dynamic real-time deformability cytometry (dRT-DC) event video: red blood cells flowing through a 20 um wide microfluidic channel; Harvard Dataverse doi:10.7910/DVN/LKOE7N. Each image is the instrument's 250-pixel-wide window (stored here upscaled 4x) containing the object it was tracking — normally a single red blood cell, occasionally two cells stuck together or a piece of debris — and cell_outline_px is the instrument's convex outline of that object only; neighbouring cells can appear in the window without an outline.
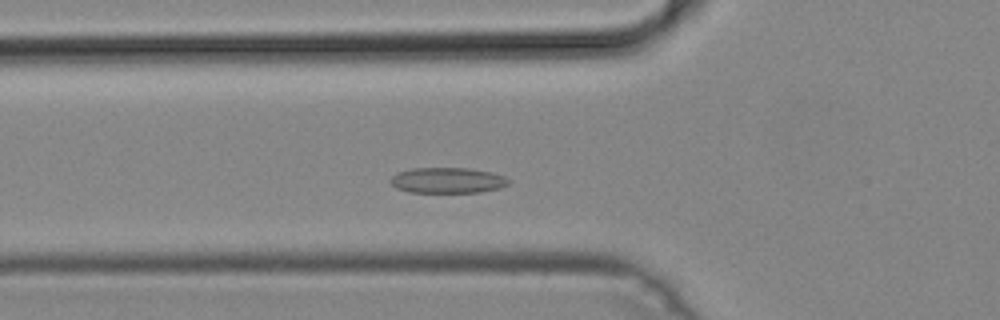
{"species": "common noctule bat (a hibernating species)", "species_latin": "Nyctalus noctula", "temperature_condition": "cold", "stored_images_in_passage": 38, "camera_frame_rate_fps": 3000, "um_per_image_px": 0.085, "animal": {"sex": "male", "body_mass_g": 19.2, "forearm_length_mm": 51.8}, "frame": {"image": 1, "passage_image": 11, "time_ms": 3.333, "image_size_px": [1000, 320], "cell_outline_px": [[508, 184], [500, 188], [480, 192], [408, 192], [396, 188], [388, 180], [396, 172], [412, 168], [468, 168], [492, 172], [504, 176], [508, 180]], "centroid_in_image_um": [38.0, 15.32], "position_along_channel_um": 87.8, "area_um2": 17.69}}
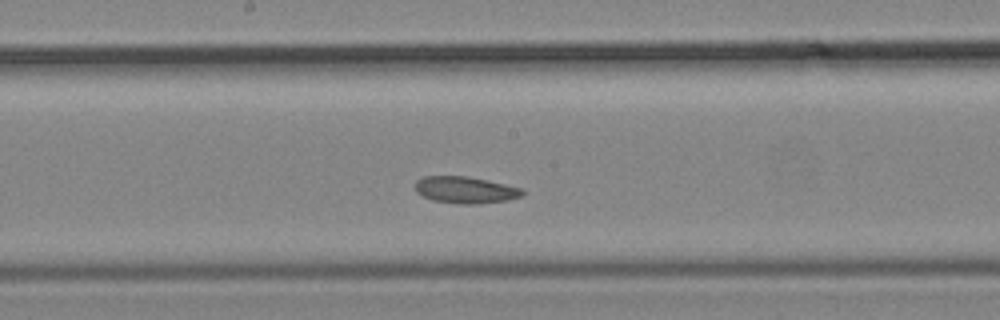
{"frame": {"image": 2, "passage_image": 20, "time_ms": 6.333, "image_size_px": [1000, 320], "cell_outline_px": [[524, 196], [508, 200], [480, 204], [460, 204], [432, 200], [416, 192], [416, 180], [424, 176], [468, 176], [488, 180], [524, 188]], "centroid_in_image_um": [39.61, 16.14], "position_along_channel_um": 208.6, "area_um2": 16.94}}
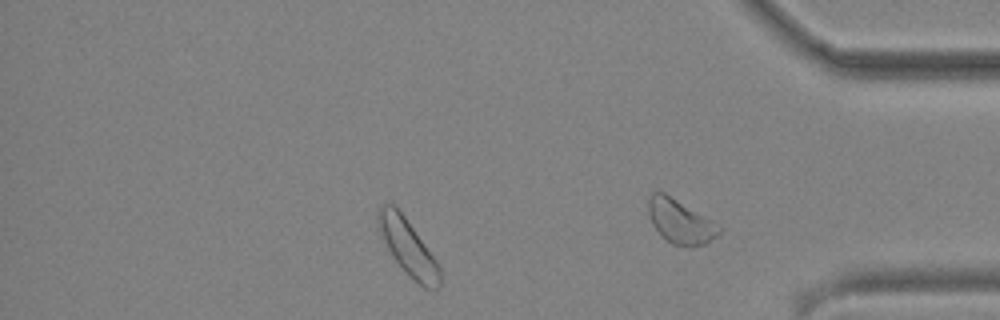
{"frame": {"image": 3, "passage_image": 33, "time_ms": 10.667, "image_size_px": [1000, 320], "cell_outline_px": [[440, 288], [424, 288], [412, 280], [392, 256], [376, 224], [376, 212], [380, 204], [392, 204], [404, 216], [436, 260], [440, 268]], "centroid_in_image_um": [34.65, 21.02], "position_along_channel_um": 400.6, "area_um2": 19.83}}